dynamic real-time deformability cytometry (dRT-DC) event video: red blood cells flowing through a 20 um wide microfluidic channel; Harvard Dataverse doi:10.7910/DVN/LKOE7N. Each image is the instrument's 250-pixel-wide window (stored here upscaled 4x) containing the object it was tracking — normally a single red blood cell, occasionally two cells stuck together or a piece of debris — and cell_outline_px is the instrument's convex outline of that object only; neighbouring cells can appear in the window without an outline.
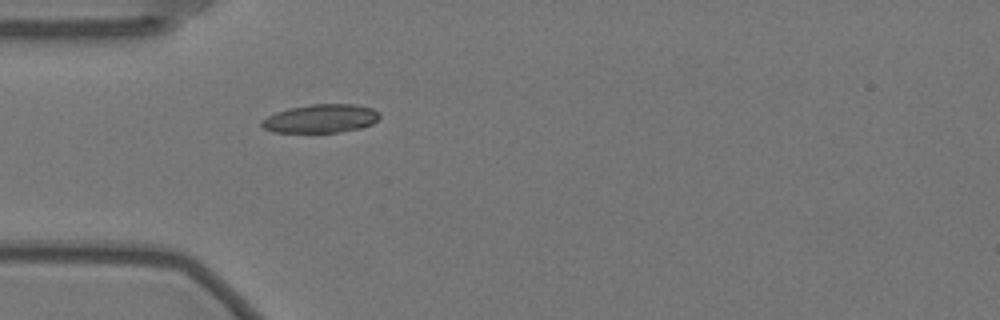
{"species": "Egyptian fruit bat (a non-hibernating species)", "species_latin": "Rousettus aegyptiacus", "temperature_condition": "warm", "stored_images_in_passage": 41, "camera_frame_rate_fps": 3000, "um_per_image_px": 0.085, "animal": {"sex": "female"}, "frame": {"image": 1, "passage_image": 1, "time_ms": 0.0, "image_size_px": [1000, 320], "cell_outline_px": [[380, 116], [372, 124], [360, 128], [340, 132], [272, 132], [264, 128], [260, 124], [260, 120], [276, 112], [288, 108], [312, 104], [356, 104], [372, 108], [380, 112]], "centroid_in_image_um": [27.26, 10.07], "position_along_channel_um": 57.7, "area_um2": 19.65}}
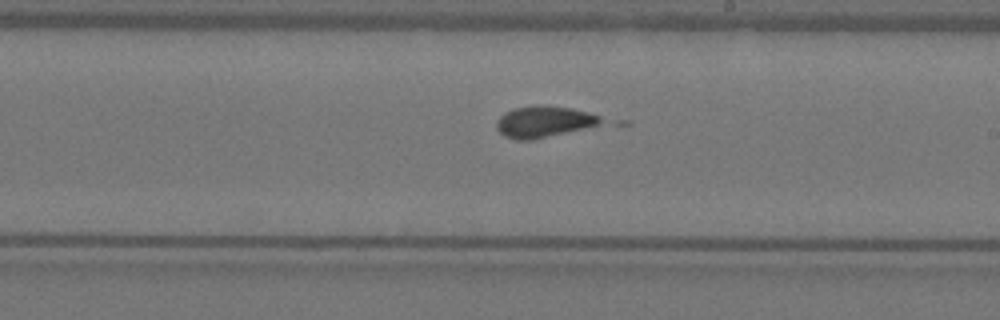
{"frame": {"image": 2, "passage_image": 17, "time_ms": 5.333, "image_size_px": [1000, 320], "cell_outline_px": [[608, 120], [600, 124], [532, 140], [516, 140], [504, 136], [496, 128], [496, 120], [504, 112], [512, 108], [536, 104], [540, 104], [572, 108], [588, 112], [600, 116]], "centroid_in_image_um": [46.21, 10.32], "position_along_channel_um": 242.8, "area_um2": 19.31}}
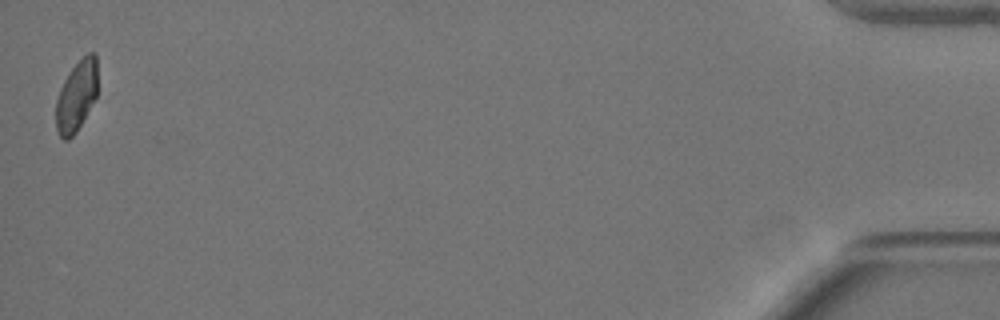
{"frame": {"image": 3, "passage_image": 41, "time_ms": 13.333, "image_size_px": [1000, 320], "cell_outline_px": [[96, 96], [76, 132], [68, 140], [64, 140], [56, 132], [56, 100], [60, 88], [64, 80], [72, 68], [88, 52], [96, 52]], "centroid_in_image_um": [6.47, 8.18], "position_along_channel_um": 428.7, "area_um2": 16.88}}